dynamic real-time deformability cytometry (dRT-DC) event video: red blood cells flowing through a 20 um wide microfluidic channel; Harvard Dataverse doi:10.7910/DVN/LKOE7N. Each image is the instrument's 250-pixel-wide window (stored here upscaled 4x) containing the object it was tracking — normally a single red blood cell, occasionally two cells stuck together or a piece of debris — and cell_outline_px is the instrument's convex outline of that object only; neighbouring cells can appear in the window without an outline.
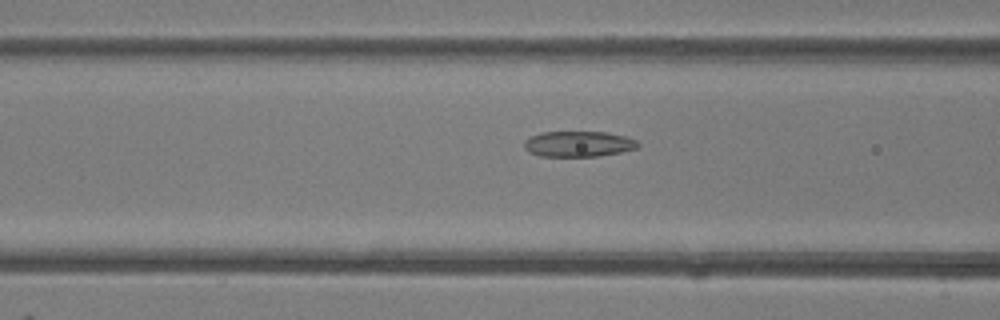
{"species": "common noctule bat (a hibernating species)", "species_latin": "Nyctalus noctula", "temperature_condition": "room temperature", "stored_images_in_passage": 32, "camera_frame_rate_fps": 3000, "um_per_image_px": 0.085, "animal": {"sex": "female"}, "frame": {"image": 1, "passage_image": 10, "time_ms": 3.0, "image_size_px": [1000, 320], "cell_outline_px": [[640, 144], [636, 148], [620, 152], [600, 156], [540, 156], [528, 152], [524, 148], [524, 140], [540, 132], [608, 132], [628, 136], [636, 140]], "centroid_in_image_um": [49.17, 12.23], "position_along_channel_um": 117.4, "area_um2": 17.11}}
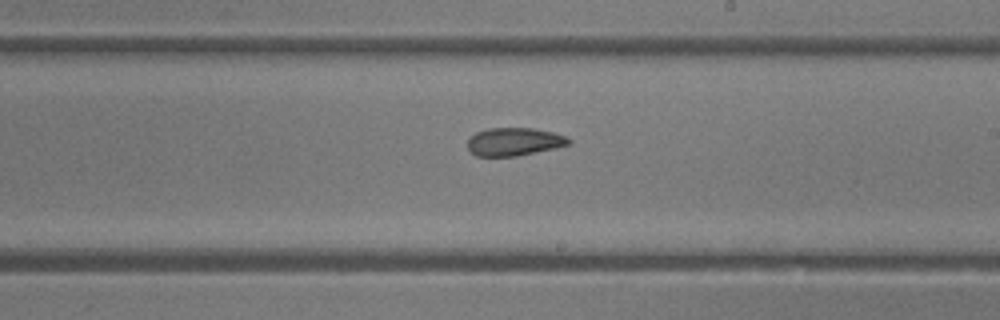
{"frame": {"image": 2, "passage_image": 19, "time_ms": 6.0, "image_size_px": [1000, 320], "cell_outline_px": [[572, 144], [556, 148], [516, 156], [476, 156], [468, 148], [468, 140], [476, 132], [488, 128], [532, 128], [552, 132], [564, 136], [572, 140]], "centroid_in_image_um": [43.72, 12.04], "position_along_channel_um": 245.3, "area_um2": 16.47}}
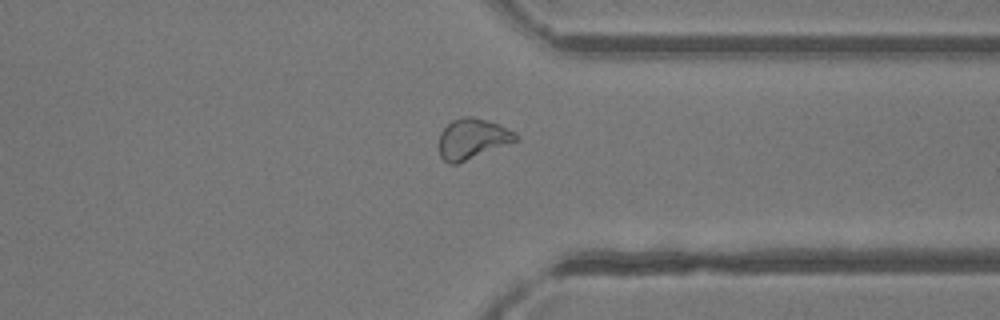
{"frame": {"image": 3, "passage_image": 28, "time_ms": 9.0, "image_size_px": [1000, 320], "cell_outline_px": [[516, 140], [456, 164], [448, 164], [440, 156], [440, 132], [452, 120], [464, 116], [472, 116], [488, 120], [500, 124], [516, 132]], "centroid_in_image_um": [40.12, 11.77], "position_along_channel_um": 371.3, "area_um2": 17.74}, "authors_computed_cell_mechanics": {"area_um2": 17.2244, "velocity_mm_per_s": 4.2683, "shape_relaxation_time_tau1_ms": 6.5872, "shape_relaxation_time_tau2_ms": 4.1953, "deformation_change_tau1": 0.1573, "deformation_change_tau2": 0.1206}}